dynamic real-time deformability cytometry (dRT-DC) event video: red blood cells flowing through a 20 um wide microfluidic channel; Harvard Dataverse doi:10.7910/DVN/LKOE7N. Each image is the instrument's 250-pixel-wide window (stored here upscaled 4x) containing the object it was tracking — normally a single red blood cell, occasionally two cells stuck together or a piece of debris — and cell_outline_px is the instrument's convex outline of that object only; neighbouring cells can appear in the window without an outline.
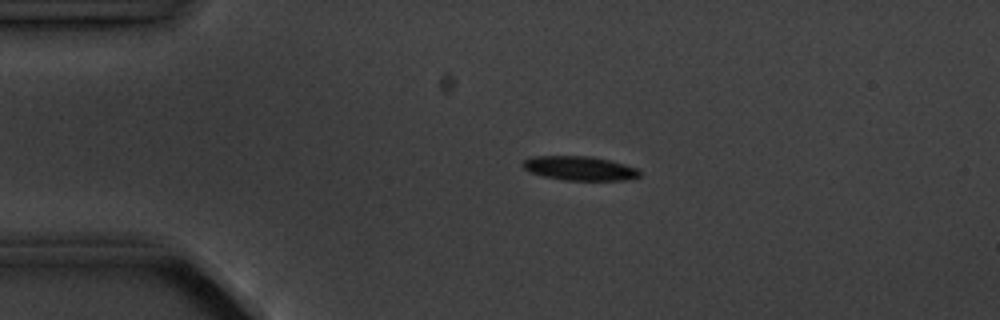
{"species": "common noctule bat (a hibernating species)", "species_latin": "Nyctalus noctula", "temperature_condition": "cold", "stored_images_in_passage": 3, "camera_frame_rate_fps": 3000, "um_per_image_px": 0.085, "animal": {"sex": "male", "body_mass_g": 20.1, "forearm_length_mm": 53.5}, "frame": {"image": 1, "passage_image": 2, "time_ms": 2.0, "image_size_px": [1000, 320], "cell_outline_px": [[640, 176], [624, 180], [564, 180], [544, 176], [532, 172], [524, 168], [524, 160], [532, 156], [592, 156], [624, 164], [636, 168], [640, 172]], "centroid_in_image_um": [49.28, 14.3], "position_along_channel_um": 35.7, "area_um2": 16.18}}